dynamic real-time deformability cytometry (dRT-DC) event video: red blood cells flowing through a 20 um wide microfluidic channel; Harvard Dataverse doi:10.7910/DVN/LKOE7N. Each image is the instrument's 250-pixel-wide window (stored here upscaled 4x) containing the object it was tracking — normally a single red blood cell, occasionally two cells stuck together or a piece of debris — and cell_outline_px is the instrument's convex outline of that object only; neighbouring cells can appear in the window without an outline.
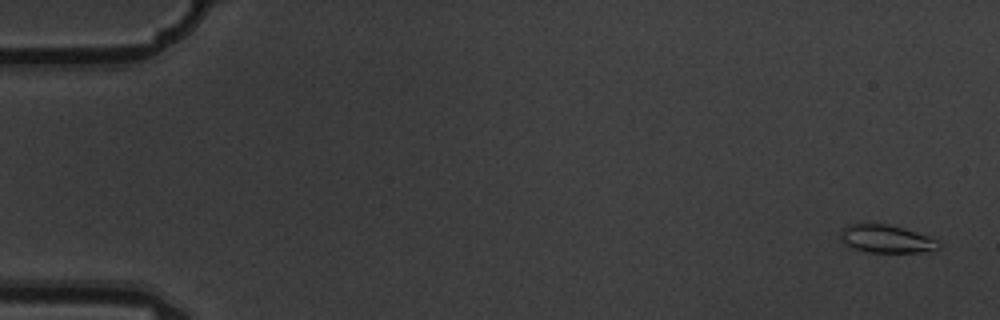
{"species": "common noctule bat (a hibernating species)", "species_latin": "Nyctalus noctula", "temperature_condition": "warm", "stored_images_in_passage": 8, "camera_frame_rate_fps": 3000, "um_per_image_px": 0.085, "animal": {"sex": "male", "body_mass_g": 19.5, "forearm_length_mm": 54.6}, "frame": {"image": 1, "passage_image": 1, "time_ms": 0.0, "image_size_px": [1000, 320], "cell_outline_px": [[940, 248], [920, 252], [868, 252], [852, 248], [840, 236], [840, 228], [848, 224], [888, 224], [928, 236], [940, 240]], "centroid_in_image_um": [75.34, 20.3], "position_along_channel_um": 9.7, "area_um2": 15.78}}
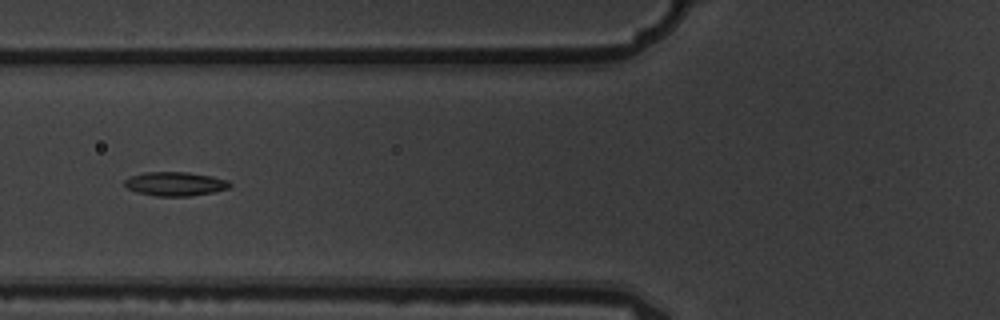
{"frame": {"image": 2, "passage_image": 6, "time_ms": 1.667, "image_size_px": [1000, 320], "cell_outline_px": [[232, 184], [228, 188], [212, 192], [188, 196], [156, 196], [136, 192], [128, 188], [124, 184], [124, 180], [132, 176], [144, 172], [188, 172], [212, 176], [228, 180]], "centroid_in_image_um": [14.89, 15.62], "position_along_channel_um": 110.9, "area_um2": 14.62}}
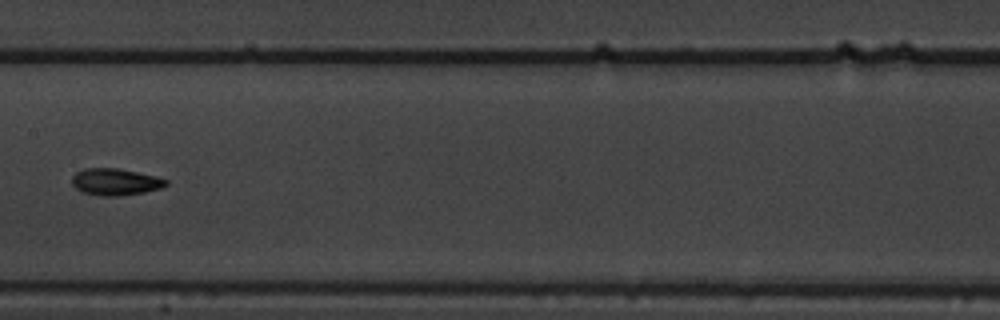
{"frame": {"image": 3, "passage_image": 8, "time_ms": 2.333, "image_size_px": [1000, 320], "cell_outline_px": [[168, 184], [160, 188], [144, 192], [120, 196], [100, 196], [84, 192], [76, 188], [72, 184], [72, 176], [76, 172], [84, 168], [116, 168], [156, 176], [168, 180]], "centroid_in_image_um": [9.8, 15.46], "position_along_channel_um": 197.6, "area_um2": 14.62}}